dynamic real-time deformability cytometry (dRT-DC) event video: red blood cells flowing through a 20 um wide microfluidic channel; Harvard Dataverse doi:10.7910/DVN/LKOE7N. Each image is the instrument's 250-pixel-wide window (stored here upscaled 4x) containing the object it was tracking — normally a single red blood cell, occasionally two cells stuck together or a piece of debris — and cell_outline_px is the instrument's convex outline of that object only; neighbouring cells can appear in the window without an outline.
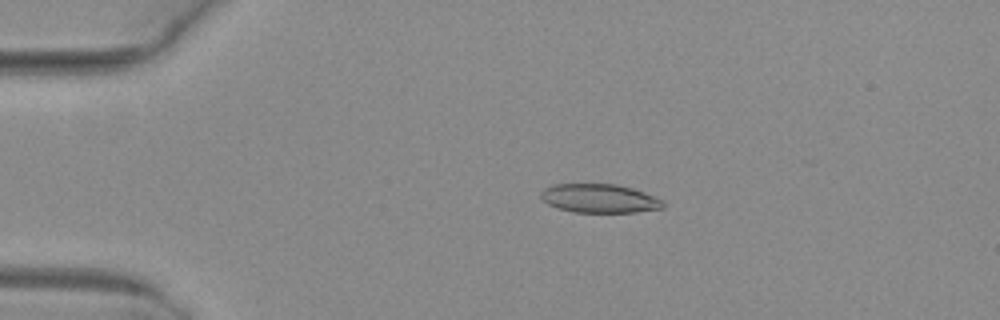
{"species": "common noctule bat (a hibernating species)", "species_latin": "Nyctalus noctula", "temperature_condition": "warm", "stored_images_in_passage": 6, "camera_frame_rate_fps": 3000, "um_per_image_px": 0.085, "animal": {"sex": "female", "body_mass_g": 29.2, "forearm_length_mm": 56.3}, "frame": {"image": 1, "passage_image": 4, "time_ms": 1.0, "image_size_px": [1000, 320], "cell_outline_px": [[664, 208], [636, 212], [572, 212], [556, 208], [548, 204], [540, 196], [540, 192], [544, 188], [552, 184], [616, 184], [632, 188], [644, 192], [664, 200]], "centroid_in_image_um": [50.95, 16.86], "position_along_channel_um": 34.1, "area_um2": 20.63}}
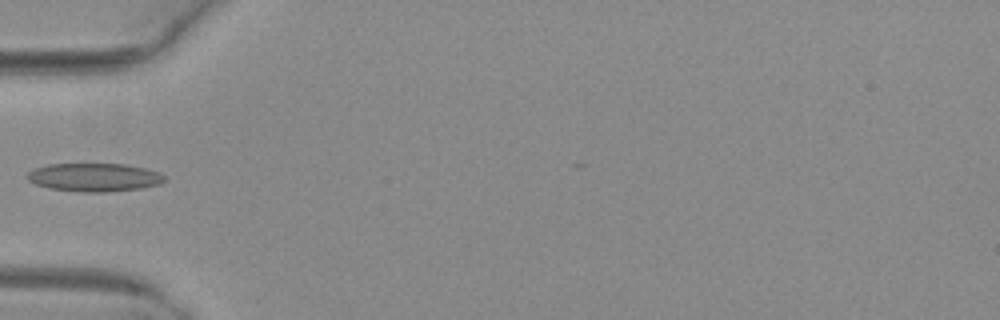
{"frame": {"image": 2, "passage_image": 6, "time_ms": 1.667, "image_size_px": [1000, 320], "cell_outline_px": [[164, 180], [160, 184], [140, 188], [108, 192], [80, 192], [48, 188], [36, 184], [28, 180], [28, 172], [36, 168], [48, 164], [124, 164], [144, 168], [160, 172], [164, 176]], "centroid_in_image_um": [8.02, 15.07], "position_along_channel_um": 77.0, "area_um2": 22.54}}